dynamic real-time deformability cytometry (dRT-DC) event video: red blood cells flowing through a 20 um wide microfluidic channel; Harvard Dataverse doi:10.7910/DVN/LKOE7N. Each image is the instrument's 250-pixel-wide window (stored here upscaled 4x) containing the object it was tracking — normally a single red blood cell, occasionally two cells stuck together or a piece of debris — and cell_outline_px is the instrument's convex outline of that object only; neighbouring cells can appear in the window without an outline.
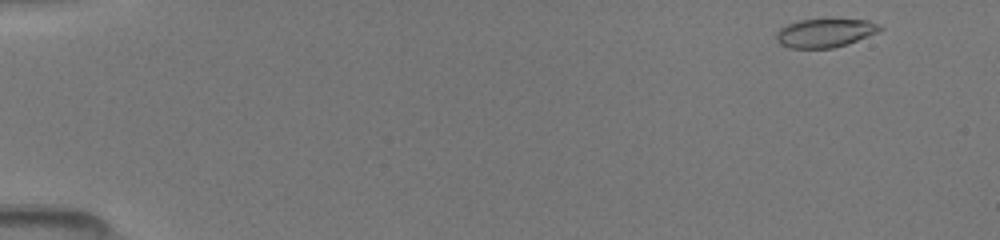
{"species": "common noctule bat (a hibernating species)", "species_latin": "Nyctalus noctula", "temperature_condition": "room temperature", "stored_images_in_passage": 45, "camera_frame_rate_fps": 3000, "um_per_image_px": 0.085, "animal": {"sex": "female", "body_mass_g": 19.5, "forearm_length_mm": 54.1}, "frame": {"image": 1, "passage_image": 1, "time_ms": 0.0, "image_size_px": [1000, 240], "cell_outline_px": [[884, 28], [876, 32], [848, 44], [832, 48], [788, 48], [780, 44], [776, 40], [776, 32], [780, 28], [788, 24], [800, 20], [828, 16], [868, 20], [880, 24]], "centroid_in_image_um": [70.14, 2.74], "position_along_channel_um": 14.9, "area_um2": 18.09}}
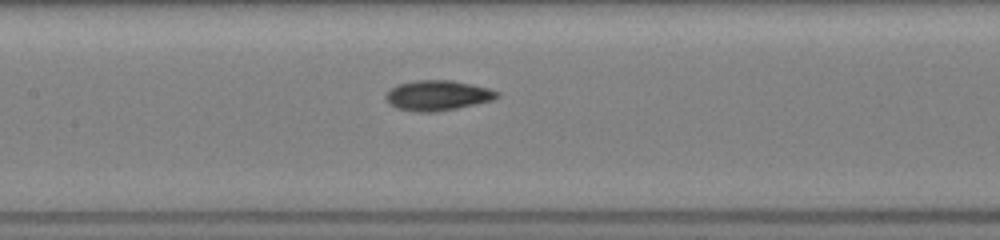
{"frame": {"image": 2, "passage_image": 19, "time_ms": 7.0, "image_size_px": [1000, 240], "cell_outline_px": [[500, 96], [492, 100], [476, 104], [456, 108], [432, 112], [420, 112], [396, 108], [384, 96], [396, 84], [416, 80], [452, 80], [472, 84], [488, 88], [500, 92]], "centroid_in_image_um": [37.22, 8.1], "position_along_channel_um": 170.2, "area_um2": 19.42}}
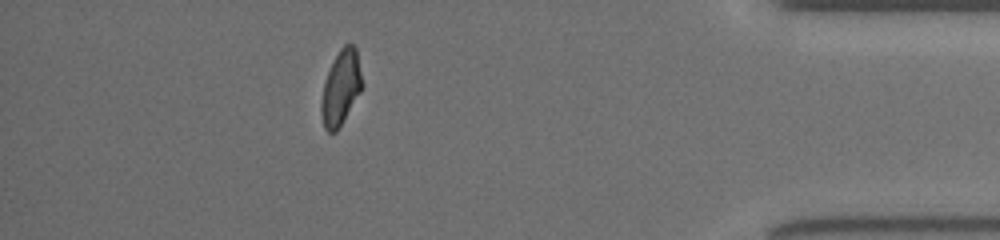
{"frame": {"image": 3, "passage_image": 40, "time_ms": 13.667, "image_size_px": [1000, 240], "cell_outline_px": [[364, 84], [360, 92], [336, 132], [328, 132], [324, 128], [320, 112], [320, 104], [324, 84], [328, 72], [340, 48], [344, 44], [352, 44], [356, 48]], "centroid_in_image_um": [28.98, 7.46], "position_along_channel_um": 406.2, "area_um2": 17.63}}